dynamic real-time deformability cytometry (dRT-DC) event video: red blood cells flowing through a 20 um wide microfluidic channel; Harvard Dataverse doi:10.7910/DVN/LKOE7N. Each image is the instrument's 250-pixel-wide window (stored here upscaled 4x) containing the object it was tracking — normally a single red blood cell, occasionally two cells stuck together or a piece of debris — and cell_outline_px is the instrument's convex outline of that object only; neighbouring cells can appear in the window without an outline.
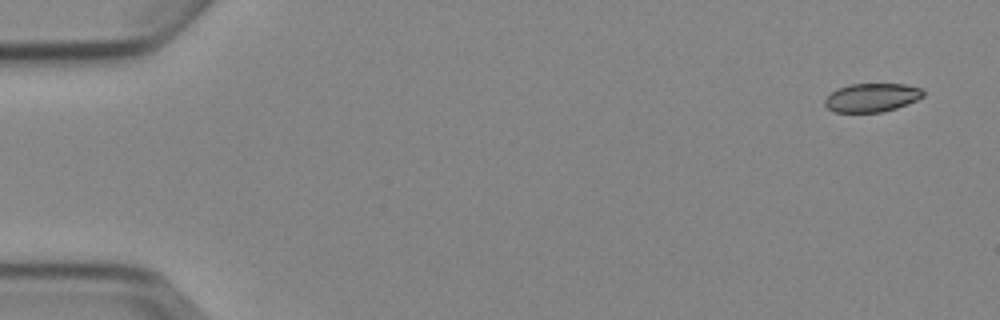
{"species": "Egyptian fruit bat (a non-hibernating species)", "species_latin": "Rousettus aegyptiacus", "temperature_condition": "cold", "stored_images_in_passage": 5, "camera_frame_rate_fps": 3000, "um_per_image_px": 0.085, "animal": {"sex": "female"}, "frame": {"image": 1, "passage_image": 1, "time_ms": 0.0, "image_size_px": [1000, 320], "cell_outline_px": [[924, 96], [916, 100], [896, 108], [884, 112], [836, 112], [828, 108], [824, 104], [824, 100], [832, 92], [840, 88], [852, 84], [904, 84], [924, 88]], "centroid_in_image_um": [74.14, 8.29], "position_along_channel_um": 10.9, "area_um2": 16.3}}
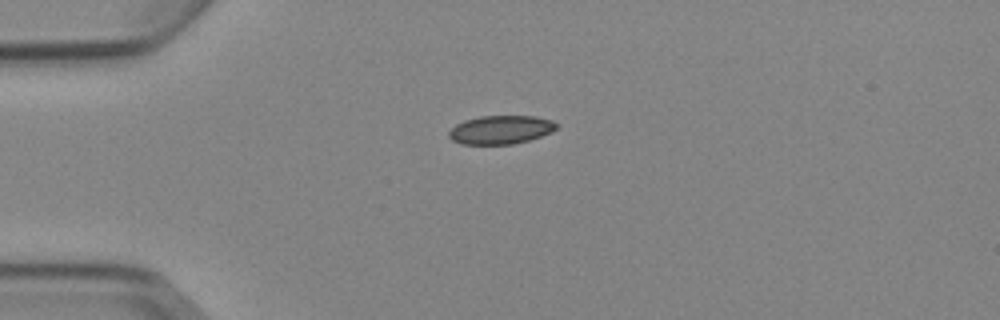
{"frame": {"image": 2, "passage_image": 4, "time_ms": 3.667, "image_size_px": [1000, 320], "cell_outline_px": [[560, 124], [552, 132], [528, 140], [512, 144], [460, 144], [452, 140], [448, 136], [448, 132], [456, 124], [464, 120], [480, 116], [536, 116], [552, 120]], "centroid_in_image_um": [42.56, 11.02], "position_along_channel_um": 42.4, "area_um2": 17.98}}